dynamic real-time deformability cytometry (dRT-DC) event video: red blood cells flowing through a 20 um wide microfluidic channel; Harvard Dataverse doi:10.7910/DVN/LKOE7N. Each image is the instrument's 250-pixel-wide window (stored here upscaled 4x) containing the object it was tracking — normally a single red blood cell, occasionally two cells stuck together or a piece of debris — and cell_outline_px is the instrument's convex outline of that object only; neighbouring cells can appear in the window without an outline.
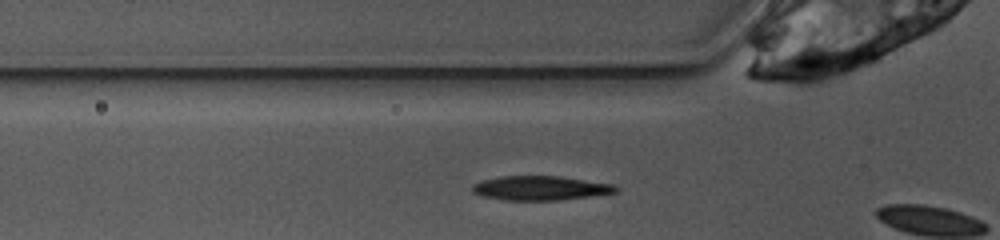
{"species": "common noctule bat (a hibernating species)", "species_latin": "Nyctalus noctula", "temperature_condition": "warm", "stored_images_in_passage": 3, "camera_frame_rate_fps": 3000, "um_per_image_px": 0.085, "animal": {"sex": "female", "body_mass_g": 10.0, "forearm_length_mm": 53.1}, "frame": {"image": 1, "passage_image": 2, "time_ms": 0.333, "image_size_px": [1000, 240], "cell_outline_px": [[620, 188], [616, 192], [560, 200], [504, 200], [480, 196], [472, 192], [472, 184], [484, 180], [500, 176], [560, 176], [616, 184]], "centroid_in_image_um": [45.93, 15.98], "position_along_channel_um": 79.9, "area_um2": 20.4}}